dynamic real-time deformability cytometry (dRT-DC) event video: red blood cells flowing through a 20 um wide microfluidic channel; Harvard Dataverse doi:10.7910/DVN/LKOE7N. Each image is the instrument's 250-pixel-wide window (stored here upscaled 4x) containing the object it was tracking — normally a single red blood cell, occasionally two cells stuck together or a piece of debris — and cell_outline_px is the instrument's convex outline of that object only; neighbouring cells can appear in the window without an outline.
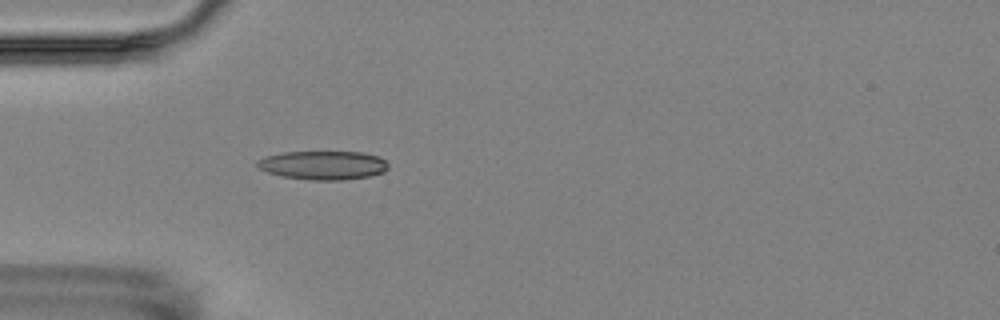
{"species": "Egyptian fruit bat (a non-hibernating species)", "species_latin": "Rousettus aegyptiacus", "temperature_condition": "room temperature", "stored_images_in_passage": 3, "camera_frame_rate_fps": 3000, "um_per_image_px": 0.085, "animal": {"sex": "female"}, "frame": {"image": 1, "passage_image": 3, "time_ms": 3.333, "image_size_px": [1000, 320], "cell_outline_px": [[388, 168], [384, 172], [368, 176], [344, 180], [308, 180], [280, 176], [268, 172], [260, 168], [256, 164], [256, 160], [264, 156], [284, 152], [360, 152], [380, 156], [388, 164]], "centroid_in_image_um": [27.45, 14.04], "position_along_channel_um": 57.5, "area_um2": 22.08}}